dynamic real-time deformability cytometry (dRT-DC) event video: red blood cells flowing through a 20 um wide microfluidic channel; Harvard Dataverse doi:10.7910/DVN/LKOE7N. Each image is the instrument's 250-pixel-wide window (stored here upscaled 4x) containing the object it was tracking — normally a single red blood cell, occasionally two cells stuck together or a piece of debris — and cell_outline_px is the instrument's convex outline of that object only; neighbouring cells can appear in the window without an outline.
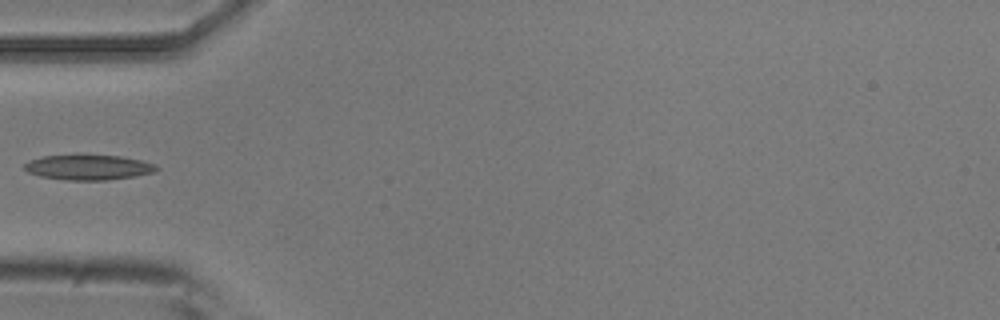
{"species": "common noctule bat (a hibernating species)", "species_latin": "Nyctalus noctula", "temperature_condition": "room temperature", "stored_images_in_passage": 7, "camera_frame_rate_fps": 3000, "um_per_image_px": 0.085, "animal": {"sex": "male", "body_mass_g": 20.5, "forearm_length_mm": 52.5}, "frame": {"image": 1, "passage_image": 5, "time_ms": 4.667, "image_size_px": [1000, 320], "cell_outline_px": [[160, 168], [156, 172], [136, 176], [108, 180], [68, 180], [40, 176], [28, 172], [24, 168], [24, 164], [28, 160], [44, 156], [120, 156], [140, 160], [156, 164]], "centroid_in_image_um": [7.56, 14.24], "position_along_channel_um": 77.4, "area_um2": 19.13}}
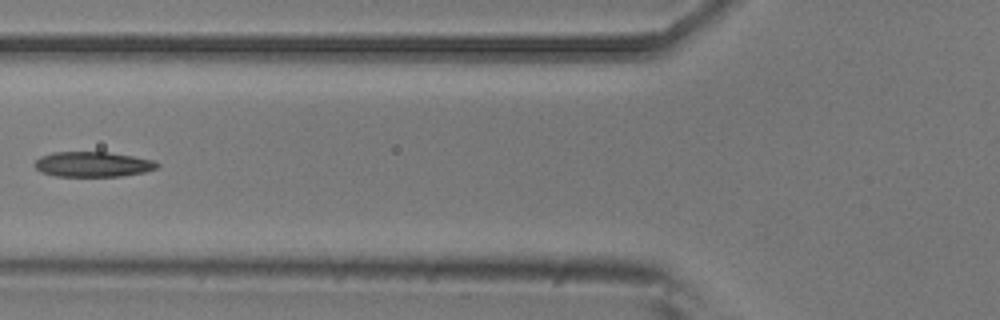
{"frame": {"image": 2, "passage_image": 6, "time_ms": 5.667, "image_size_px": [1000, 320], "cell_outline_px": [[160, 164], [156, 168], [144, 172], [120, 176], [56, 176], [40, 172], [32, 164], [40, 156], [52, 152], [108, 152], [156, 160]], "centroid_in_image_um": [7.87, 13.96], "position_along_channel_um": 117.9, "area_um2": 18.03}}
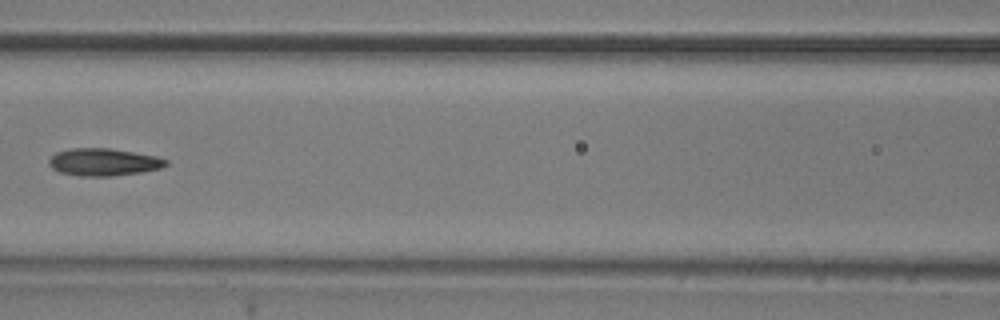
{"frame": {"image": 3, "passage_image": 7, "time_ms": 6.667, "image_size_px": [1000, 320], "cell_outline_px": [[168, 164], [160, 168], [140, 172], [112, 176], [80, 176], [60, 172], [52, 168], [48, 164], [48, 160], [56, 152], [72, 148], [108, 148], [156, 156], [168, 160]], "centroid_in_image_um": [8.78, 13.78], "position_along_channel_um": 157.8, "area_um2": 18.55}}